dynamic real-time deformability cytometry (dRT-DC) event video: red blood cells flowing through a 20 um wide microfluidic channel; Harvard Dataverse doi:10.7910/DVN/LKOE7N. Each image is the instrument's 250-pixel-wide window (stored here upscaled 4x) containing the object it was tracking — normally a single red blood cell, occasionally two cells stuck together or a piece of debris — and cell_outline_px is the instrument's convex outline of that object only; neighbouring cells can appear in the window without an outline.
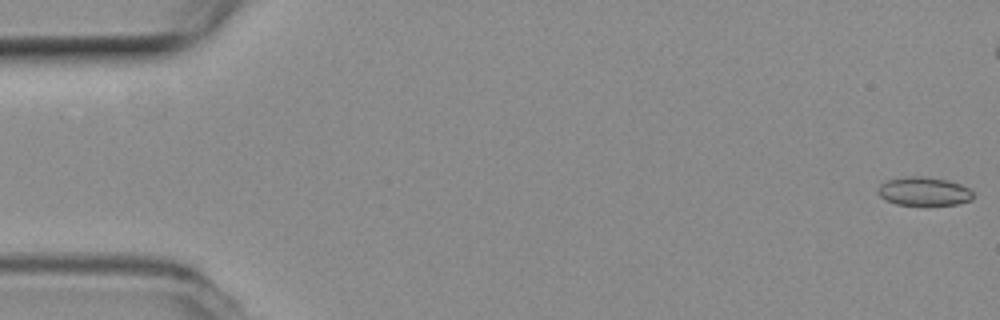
{"species": "common noctule bat (a hibernating species)", "species_latin": "Nyctalus noctula", "temperature_condition": "room temperature", "stored_images_in_passage": 54, "camera_frame_rate_fps": 3000, "um_per_image_px": 0.085, "animal": {"sex": "female", "body_mass_g": 19.3, "forearm_length_mm": 54.1}, "frame": {"image": 1, "passage_image": 1, "time_ms": 0.0, "image_size_px": [1000, 320], "cell_outline_px": [[972, 200], [956, 204], [924, 208], [896, 204], [884, 200], [876, 192], [876, 188], [880, 184], [888, 180], [908, 176], [924, 176], [948, 180], [960, 184], [968, 188], [972, 192]], "centroid_in_image_um": [78.49, 16.31], "position_along_channel_um": 6.5, "area_um2": 16.65}}
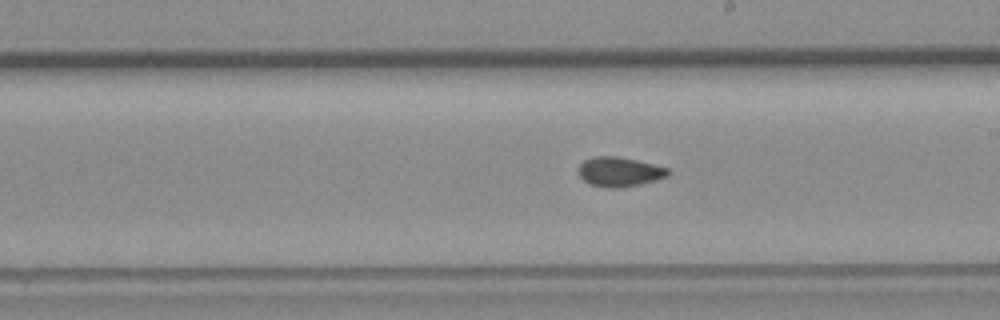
{"frame": {"image": 2, "passage_image": 30, "time_ms": 9.667, "image_size_px": [1000, 320], "cell_outline_px": [[668, 176], [656, 180], [640, 184], [620, 188], [608, 188], [588, 184], [580, 176], [580, 164], [584, 160], [596, 156], [616, 156], [636, 160], [668, 168]], "centroid_in_image_um": [52.65, 14.61], "position_along_channel_um": 236.4, "area_um2": 15.26}}
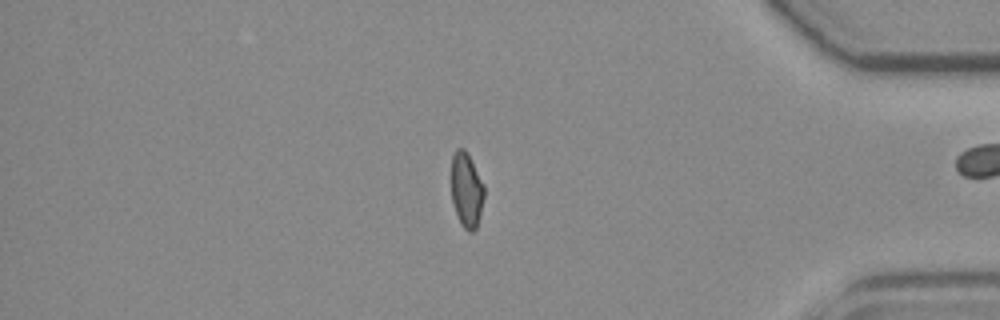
{"frame": {"image": 3, "passage_image": 45, "time_ms": 14.667, "image_size_px": [1000, 320], "cell_outline_px": [[484, 196], [480, 216], [476, 228], [472, 232], [468, 232], [460, 224], [452, 200], [452, 156], [456, 148], [464, 148], [484, 184]], "centroid_in_image_um": [39.66, 16.17], "position_along_channel_um": 395.5, "area_um2": 14.22}, "authors_computed_cell_mechanics": {"area_um2": 15.317, "velocity_mm_per_s": 3.8768, "shape_relaxation_time_tau1_ms": null, "shape_relaxation_time_tau2_ms": 1.9042, "deformation_change_tau1": null, "deformation_change_tau2": 0.0602}}